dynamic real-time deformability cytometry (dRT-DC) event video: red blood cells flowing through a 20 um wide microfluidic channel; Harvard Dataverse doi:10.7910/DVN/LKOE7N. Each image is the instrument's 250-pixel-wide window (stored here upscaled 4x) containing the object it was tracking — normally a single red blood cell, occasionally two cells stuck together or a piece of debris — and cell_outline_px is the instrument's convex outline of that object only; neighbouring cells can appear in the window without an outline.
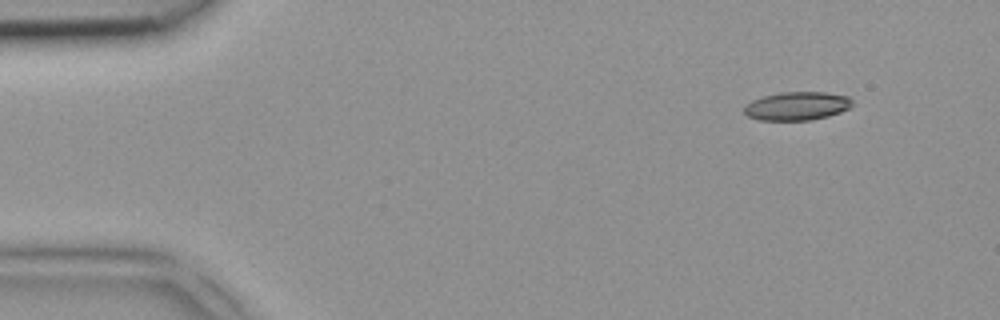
{"species": "common noctule bat (a hibernating species)", "species_latin": "Nyctalus noctula", "temperature_condition": "room temperature", "stored_images_in_passage": 3, "camera_frame_rate_fps": 3000, "um_per_image_px": 0.085, "animal": {"sex": "female", "body_mass_g": 18.4}, "frame": {"image": 1, "passage_image": 1, "time_ms": 0.0, "image_size_px": [1000, 320], "cell_outline_px": [[852, 108], [828, 116], [812, 120], [760, 120], [748, 116], [744, 112], [744, 104], [752, 100], [764, 96], [780, 92], [828, 92], [848, 96], [852, 100]], "centroid_in_image_um": [67.76, 9.0], "position_along_channel_um": 17.2, "area_um2": 18.09}}